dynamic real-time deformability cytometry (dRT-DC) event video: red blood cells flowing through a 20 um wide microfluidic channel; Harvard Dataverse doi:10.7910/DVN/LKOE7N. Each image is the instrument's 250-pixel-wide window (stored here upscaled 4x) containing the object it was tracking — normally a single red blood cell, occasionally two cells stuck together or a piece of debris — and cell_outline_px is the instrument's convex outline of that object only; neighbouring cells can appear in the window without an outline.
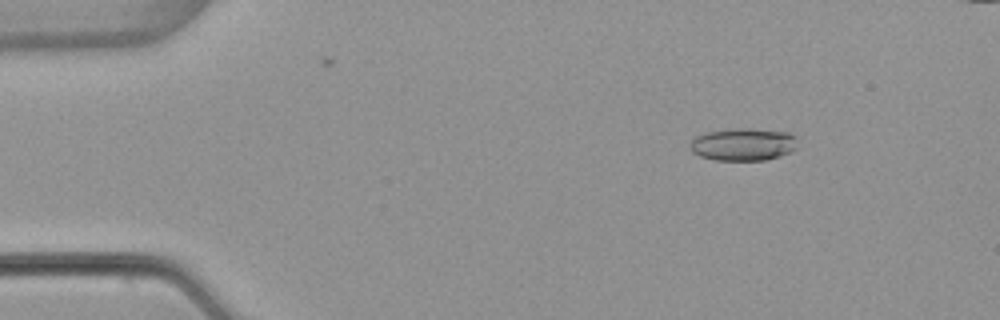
{"species": "common noctule bat (a hibernating species)", "species_latin": "Nyctalus noctula", "temperature_condition": "warm", "stored_images_in_passage": 54, "segment_of_instrument_passage": [1, 2], "camera_frame_rate_fps": 3000, "um_per_image_px": 0.085, "animal": {"sex": "female", "body_mass_g": 22.7, "forearm_length_mm": 54.2}, "frame": {"image": 1, "passage_image": 7, "time_ms": 2.0, "image_size_px": [1000, 320], "cell_outline_px": [[796, 148], [792, 152], [780, 156], [764, 160], [716, 160], [700, 156], [692, 152], [688, 148], [688, 144], [696, 136], [704, 132], [736, 128], [752, 128], [788, 132], [796, 136]], "centroid_in_image_um": [63.16, 12.26], "position_along_channel_um": 21.8, "area_um2": 20.69}}
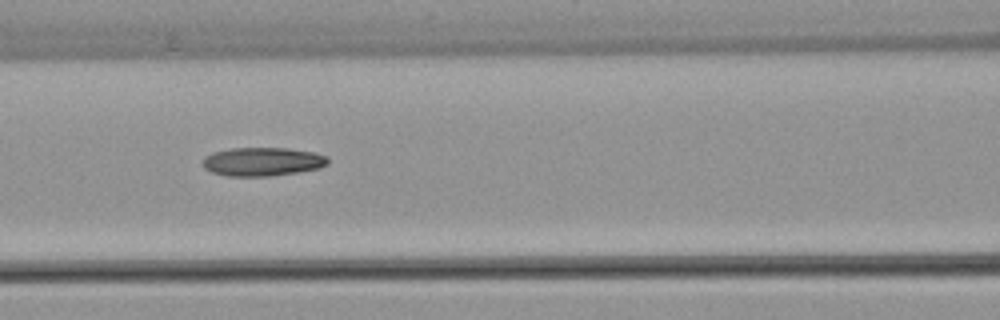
{"frame": {"image": 2, "passage_image": 23, "time_ms": 7.333, "image_size_px": [1000, 320], "cell_outline_px": [[328, 164], [320, 168], [300, 172], [272, 176], [224, 176], [212, 172], [204, 168], [204, 156], [212, 152], [232, 148], [288, 148], [312, 152], [328, 156]], "centroid_in_image_um": [22.32, 13.74], "position_along_channel_um": 144.3, "area_um2": 21.04}}
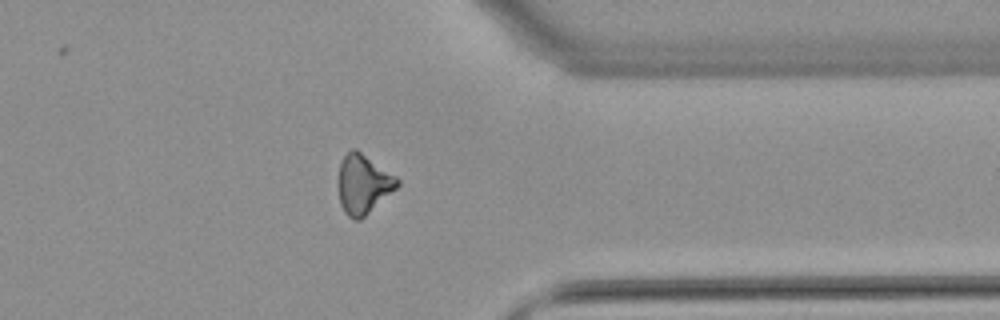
{"frame": {"image": 3, "passage_image": 42, "time_ms": 13.667, "image_size_px": [1000, 320], "cell_outline_px": [[400, 184], [396, 188], [360, 220], [356, 220], [348, 216], [344, 212], [340, 204], [336, 184], [336, 180], [340, 164], [344, 156], [352, 148], [356, 148], [396, 176], [400, 180]], "centroid_in_image_um": [30.83, 15.64], "position_along_channel_um": 380.6, "area_um2": 20.58}}